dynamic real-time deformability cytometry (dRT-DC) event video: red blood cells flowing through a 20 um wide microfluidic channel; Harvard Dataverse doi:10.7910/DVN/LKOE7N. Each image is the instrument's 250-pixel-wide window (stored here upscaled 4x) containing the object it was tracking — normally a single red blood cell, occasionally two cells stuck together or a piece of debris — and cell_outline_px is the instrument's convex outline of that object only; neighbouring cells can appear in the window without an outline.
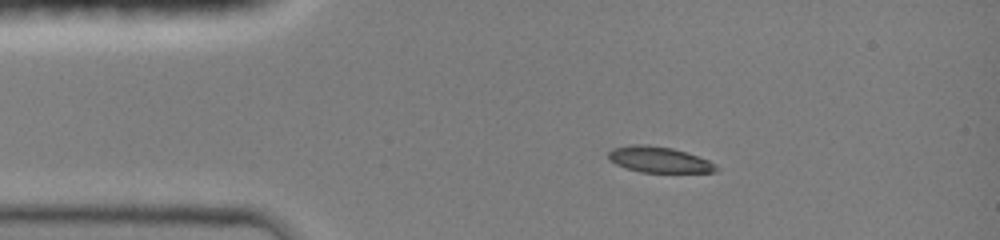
{"species": "common noctule bat (a hibernating species)", "species_latin": "Nyctalus noctula", "temperature_condition": "room temperature", "stored_images_in_passage": 16, "camera_frame_rate_fps": 3000, "um_per_image_px": 0.085, "animal": {"sex": "female", "body_mass_g": 19.0, "forearm_length_mm": 51.5}, "frame": {"image": 1, "passage_image": 5, "time_ms": 1.667, "image_size_px": [1000, 240], "cell_outline_px": [[720, 168], [716, 172], [640, 172], [616, 164], [608, 160], [608, 152], [612, 148], [636, 144], [644, 144], [672, 148], [708, 160]], "centroid_in_image_um": [55.99, 13.57], "position_along_channel_um": 29.0, "area_um2": 16.07}}
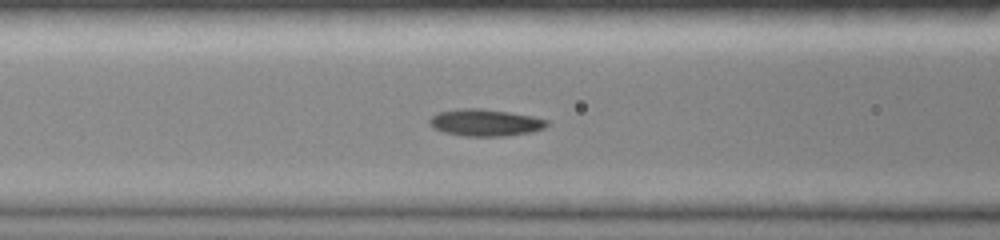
{"frame": {"image": 2, "passage_image": 13, "time_ms": 5.0, "image_size_px": [1000, 240], "cell_outline_px": [[548, 124], [544, 128], [532, 132], [504, 136], [464, 136], [444, 132], [428, 124], [428, 120], [432, 116], [440, 112], [460, 108], [480, 108], [508, 112], [532, 116], [548, 120]], "centroid_in_image_um": [41.25, 10.42], "position_along_channel_um": 125.4, "area_um2": 18.32}}
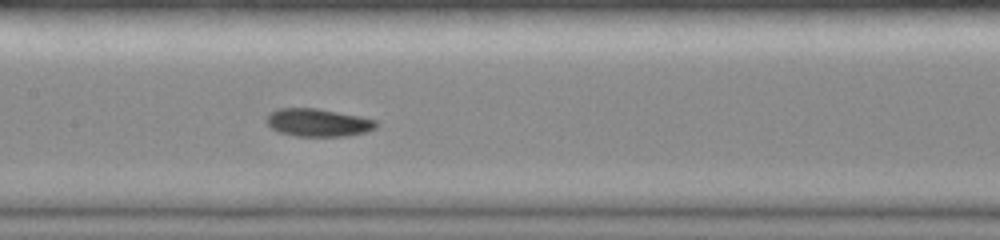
{"frame": {"image": 3, "passage_image": 16, "time_ms": 6.333, "image_size_px": [1000, 240], "cell_outline_px": [[376, 128], [364, 132], [348, 136], [296, 136], [280, 132], [272, 128], [264, 120], [272, 112], [280, 108], [316, 108], [360, 116], [376, 120]], "centroid_in_image_um": [27.04, 10.42], "position_along_channel_um": 180.4, "area_um2": 17.63}}